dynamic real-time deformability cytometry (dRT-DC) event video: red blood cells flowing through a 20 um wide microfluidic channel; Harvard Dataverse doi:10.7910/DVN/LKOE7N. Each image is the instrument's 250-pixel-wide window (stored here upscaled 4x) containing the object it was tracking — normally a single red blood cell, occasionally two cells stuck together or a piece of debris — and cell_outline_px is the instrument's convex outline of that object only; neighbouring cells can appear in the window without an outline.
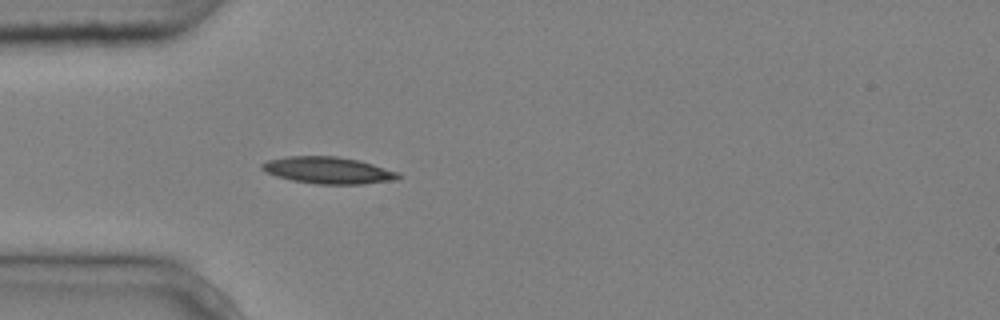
{"species": "common noctule bat (a hibernating species)", "species_latin": "Nyctalus noctula", "temperature_condition": "cold", "stored_images_in_passage": 4, "camera_frame_rate_fps": 3000, "um_per_image_px": 0.085, "animal": {"sex": "male", "body_mass_g": 20.4}, "frame": {"image": 1, "passage_image": 4, "time_ms": 1.0, "image_size_px": [1000, 320], "cell_outline_px": [[404, 176], [396, 180], [364, 184], [316, 184], [292, 180], [276, 176], [264, 172], [260, 168], [260, 164], [268, 160], [288, 156], [336, 156], [360, 160], [400, 172]], "centroid_in_image_um": [27.93, 14.48], "position_along_channel_um": 57.1, "area_um2": 21.62}}